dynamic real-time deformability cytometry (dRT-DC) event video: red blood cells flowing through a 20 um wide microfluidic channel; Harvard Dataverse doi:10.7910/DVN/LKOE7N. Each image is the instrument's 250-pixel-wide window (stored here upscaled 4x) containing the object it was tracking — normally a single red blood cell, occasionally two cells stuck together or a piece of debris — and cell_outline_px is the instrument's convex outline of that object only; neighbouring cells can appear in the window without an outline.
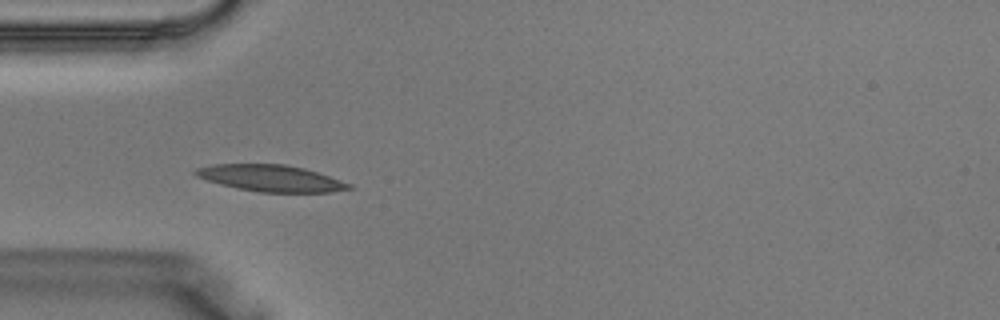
{"species": "Egyptian fruit bat (a non-hibernating species)", "species_latin": "Rousettus aegyptiacus", "temperature_condition": "warm", "stored_images_in_passage": 25, "camera_frame_rate_fps": 3000, "um_per_image_px": 0.085, "animal": {"sex": "male"}, "frame": {"image": 1, "passage_image": 4, "time_ms": 1.0, "image_size_px": [1000, 320], "cell_outline_px": [[356, 188], [332, 192], [260, 192], [236, 188], [220, 184], [196, 176], [192, 172], [196, 168], [212, 164], [284, 164], [304, 168], [352, 184]], "centroid_in_image_um": [23.02, 15.15], "position_along_channel_um": 62.0, "area_um2": 23.7}}
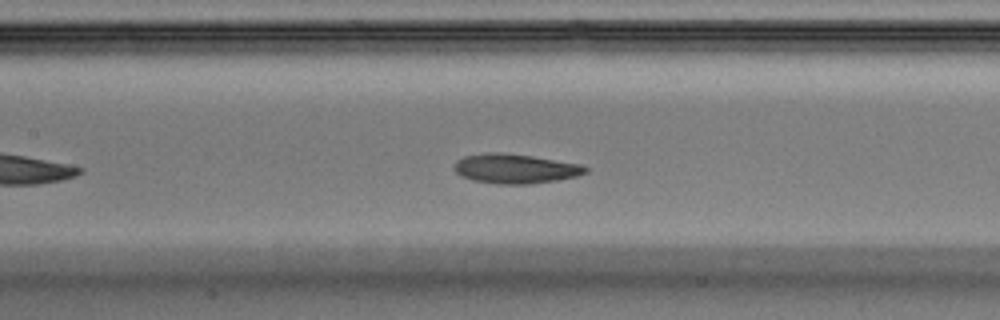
{"frame": {"image": 2, "passage_image": 10, "time_ms": 3.0, "image_size_px": [1000, 320], "cell_outline_px": [[588, 172], [576, 176], [556, 180], [528, 184], [496, 184], [472, 180], [460, 176], [452, 168], [456, 160], [464, 156], [484, 152], [500, 152], [532, 156], [580, 164], [588, 168]], "centroid_in_image_um": [43.74, 14.33], "position_along_channel_um": 163.7, "area_um2": 22.72}}
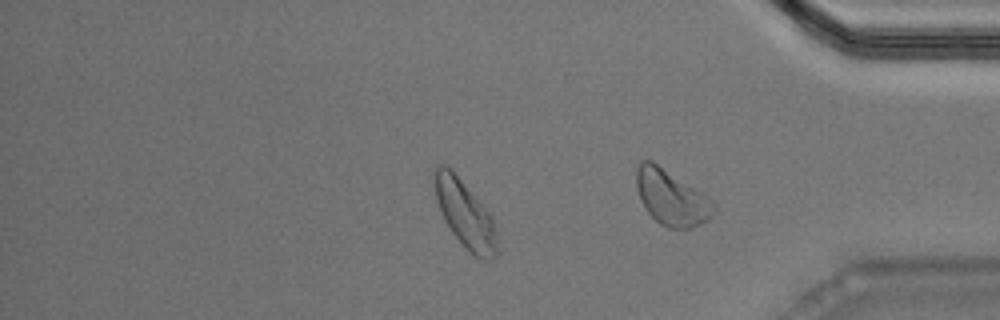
{"frame": {"image": 3, "passage_image": 23, "time_ms": 7.333, "image_size_px": [1000, 320], "cell_outline_px": [[500, 252], [496, 256], [488, 260], [472, 256], [468, 252], [452, 232], [444, 220], [440, 212], [436, 200], [432, 176], [432, 172], [436, 164], [444, 164], [460, 180], [492, 216], [496, 228]], "centroid_in_image_um": [39.53, 18.25], "position_along_channel_um": 395.7, "area_um2": 24.74}}